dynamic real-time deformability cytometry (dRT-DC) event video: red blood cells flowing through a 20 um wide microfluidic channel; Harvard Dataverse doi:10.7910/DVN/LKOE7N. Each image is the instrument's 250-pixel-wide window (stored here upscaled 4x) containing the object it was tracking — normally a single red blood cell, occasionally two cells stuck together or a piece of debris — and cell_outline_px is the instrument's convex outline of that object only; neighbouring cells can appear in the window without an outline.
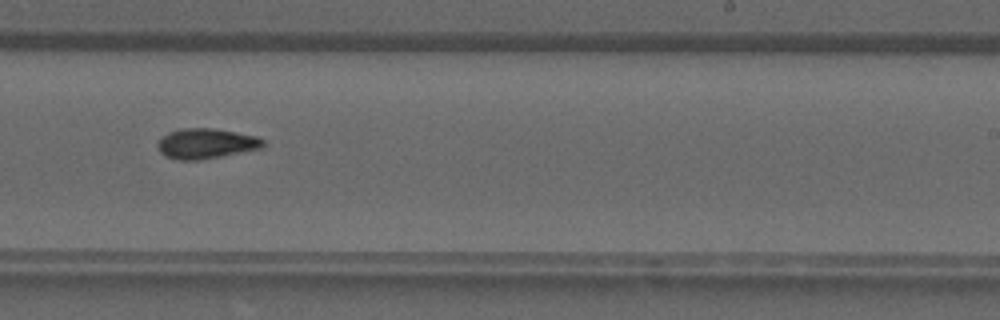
{"species": "common noctule bat (a hibernating species)", "species_latin": "Nyctalus noctula", "temperature_condition": "warm", "stored_images_in_passage": 26, "camera_frame_rate_fps": 3000, "um_per_image_px": 0.085, "animal": {"sex": "male", "forearm_length_mm": 52.5}, "frame": {"image": 1, "passage_image": 15, "time_ms": 4.667, "image_size_px": [1000, 320], "cell_outline_px": [[264, 144], [260, 148], [200, 160], [176, 160], [164, 156], [160, 152], [156, 144], [168, 132], [180, 128], [216, 128], [256, 136], [264, 140]], "centroid_in_image_um": [17.47, 12.2], "position_along_channel_um": 271.5, "area_um2": 18.5}}